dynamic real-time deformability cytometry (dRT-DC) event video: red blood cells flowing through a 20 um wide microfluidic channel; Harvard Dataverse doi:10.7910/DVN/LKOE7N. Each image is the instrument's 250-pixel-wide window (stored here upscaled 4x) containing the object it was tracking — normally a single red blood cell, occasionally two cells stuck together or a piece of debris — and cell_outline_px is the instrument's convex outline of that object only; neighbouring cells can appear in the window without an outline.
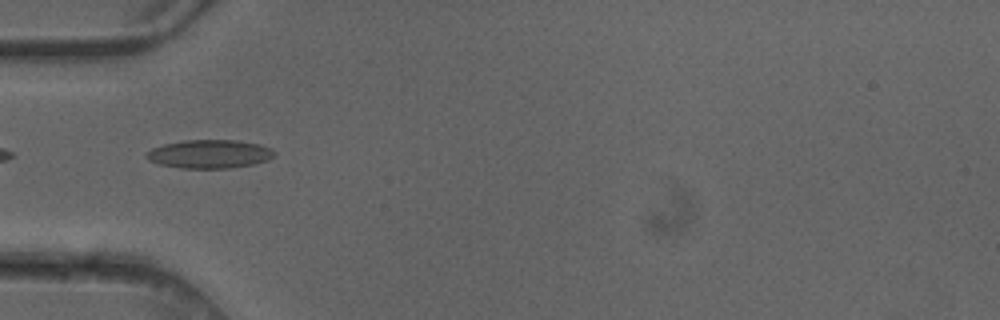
{"species": "common noctule bat (a hibernating species)", "species_latin": "Nyctalus noctula", "temperature_condition": "cold", "stored_images_in_passage": 4, "camera_frame_rate_fps": 3000, "um_per_image_px": 0.085, "animal": {"sex": "female"}, "frame": {"image": 1, "passage_image": 4, "time_ms": 1.0, "image_size_px": [1000, 320], "cell_outline_px": [[276, 152], [268, 160], [252, 164], [232, 168], [180, 168], [160, 164], [148, 160], [144, 156], [144, 152], [152, 148], [164, 144], [184, 140], [236, 140], [260, 144], [272, 148]], "centroid_in_image_um": [17.79, 13.08], "position_along_channel_um": 67.2, "area_um2": 21.39}}